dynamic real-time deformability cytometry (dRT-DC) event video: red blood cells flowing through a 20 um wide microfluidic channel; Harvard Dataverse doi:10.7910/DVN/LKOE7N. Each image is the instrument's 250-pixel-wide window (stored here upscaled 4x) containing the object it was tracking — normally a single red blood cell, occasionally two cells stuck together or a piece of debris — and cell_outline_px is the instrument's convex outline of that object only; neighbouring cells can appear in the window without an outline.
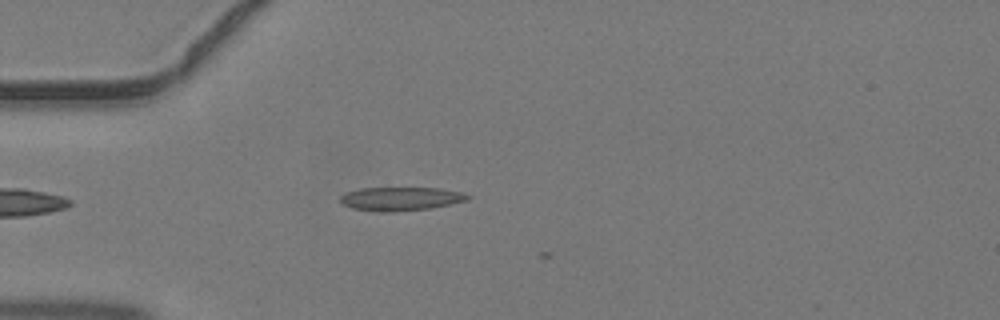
{"species": "common noctule bat (a hibernating species)", "species_latin": "Nyctalus noctula", "temperature_condition": "warm", "stored_images_in_passage": 2, "camera_frame_rate_fps": 3000, "um_per_image_px": 0.085, "animal": {"sex": "male", "body_mass_g": 19.2, "forearm_length_mm": 51.8}, "frame": {"image": 1, "passage_image": 1, "time_ms": 0.0, "image_size_px": [1000, 320], "cell_outline_px": [[472, 196], [468, 200], [432, 208], [396, 212], [380, 212], [352, 208], [344, 204], [340, 200], [340, 196], [344, 192], [360, 188], [440, 188], [460, 192]], "centroid_in_image_um": [34.05, 16.9], "position_along_channel_um": 50.9, "area_um2": 17.63}}